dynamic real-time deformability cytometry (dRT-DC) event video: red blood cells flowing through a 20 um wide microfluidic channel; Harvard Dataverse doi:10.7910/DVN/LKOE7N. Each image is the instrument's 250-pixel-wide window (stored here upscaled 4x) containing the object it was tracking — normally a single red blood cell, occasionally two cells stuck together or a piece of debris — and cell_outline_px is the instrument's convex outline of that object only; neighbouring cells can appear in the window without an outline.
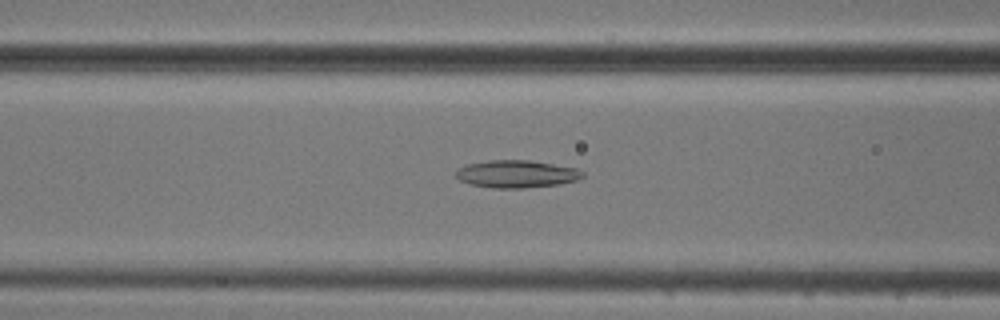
{"species": "common noctule bat (a hibernating species)", "species_latin": "Nyctalus noctula", "temperature_condition": "cold", "stored_images_in_passage": 53, "camera_frame_rate_fps": 3000, "um_per_image_px": 0.085, "animal": {"sex": "male", "body_mass_g": 20.5, "forearm_length_mm": 52.5}, "frame": {"image": 1, "passage_image": 21, "time_ms": 6.667, "image_size_px": [1000, 320], "cell_outline_px": [[584, 176], [576, 180], [560, 184], [524, 188], [492, 188], [468, 184], [460, 180], [456, 176], [456, 168], [468, 164], [488, 160], [528, 160], [576, 168], [584, 172]], "centroid_in_image_um": [43.88, 14.79], "position_along_channel_um": 122.7, "area_um2": 20.35}}
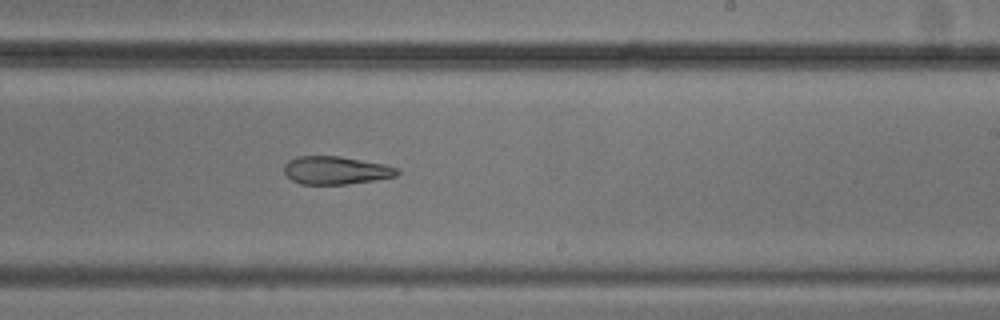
{"frame": {"image": 2, "passage_image": 32, "time_ms": 10.333, "image_size_px": [1000, 320], "cell_outline_px": [[400, 172], [396, 176], [376, 180], [348, 184], [300, 184], [292, 180], [284, 172], [284, 164], [288, 160], [296, 156], [340, 156], [384, 164], [400, 168]], "centroid_in_image_um": [28.56, 14.47], "position_along_channel_um": 260.4, "area_um2": 18.61}}
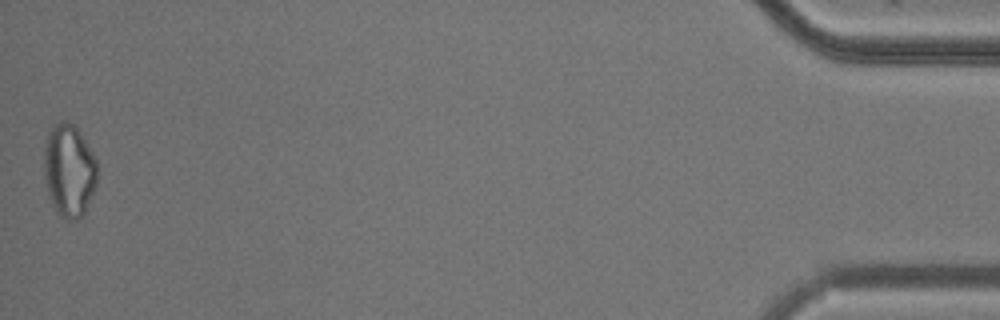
{"frame": {"image": 3, "passage_image": 53, "time_ms": 17.333, "image_size_px": [1000, 320], "cell_outline_px": [[96, 184], [84, 212], [76, 220], [68, 220], [60, 216], [56, 212], [48, 196], [44, 176], [44, 148], [48, 132], [60, 120], [64, 120], [72, 124], [80, 132], [92, 152], [96, 160]], "centroid_in_image_um": [5.84, 14.49], "position_along_channel_um": 429.4, "area_um2": 28.61}}